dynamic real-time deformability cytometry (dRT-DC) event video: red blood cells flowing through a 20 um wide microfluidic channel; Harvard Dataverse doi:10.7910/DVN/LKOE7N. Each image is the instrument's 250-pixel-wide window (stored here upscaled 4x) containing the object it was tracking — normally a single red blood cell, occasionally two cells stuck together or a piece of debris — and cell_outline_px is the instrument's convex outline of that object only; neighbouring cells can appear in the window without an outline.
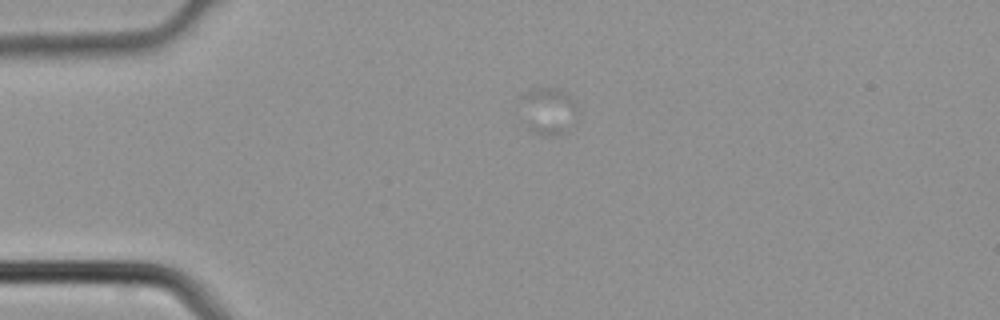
{"species": "common noctule bat (a hibernating species)", "species_latin": "Nyctalus noctula", "temperature_condition": "cold", "stored_images_in_passage": 3, "camera_frame_rate_fps": 3000, "um_per_image_px": 0.085, "animal": {"sex": "male", "body_mass_g": 21.5, "forearm_length_mm": 52.0}, "frame": {"image": 1, "passage_image": 2, "time_ms": 0.333, "image_size_px": [1000, 320], "cell_outline_px": [[576, 120], [564, 132], [556, 136], [544, 136], [528, 128], [516, 100], [532, 88], [552, 88], [568, 96], [572, 100], [576, 108]], "centroid_in_image_um": [46.52, 9.44], "position_along_channel_um": 38.5, "area_um2": 15.55}}
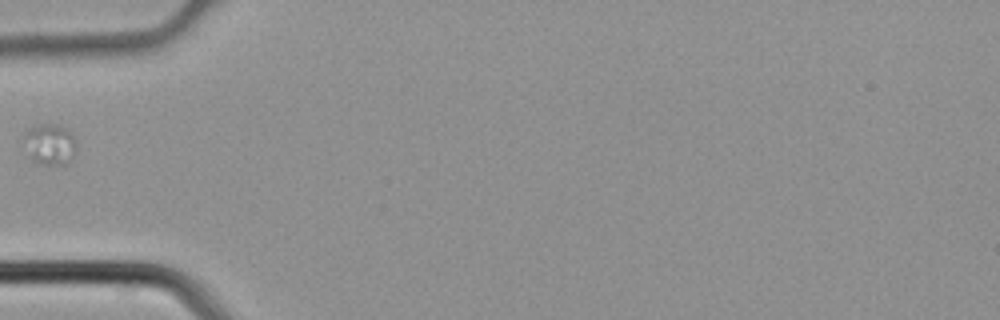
{"frame": {"image": 2, "passage_image": 3, "time_ms": 0.667, "image_size_px": [1000, 320], "cell_outline_px": [[76, 144], [72, 156], [64, 164], [44, 164], [32, 160], [24, 136], [24, 128], [32, 124], [60, 124], [72, 132]], "centroid_in_image_um": [4.22, 12.18], "position_along_channel_um": 80.8, "area_um2": 12.43}}